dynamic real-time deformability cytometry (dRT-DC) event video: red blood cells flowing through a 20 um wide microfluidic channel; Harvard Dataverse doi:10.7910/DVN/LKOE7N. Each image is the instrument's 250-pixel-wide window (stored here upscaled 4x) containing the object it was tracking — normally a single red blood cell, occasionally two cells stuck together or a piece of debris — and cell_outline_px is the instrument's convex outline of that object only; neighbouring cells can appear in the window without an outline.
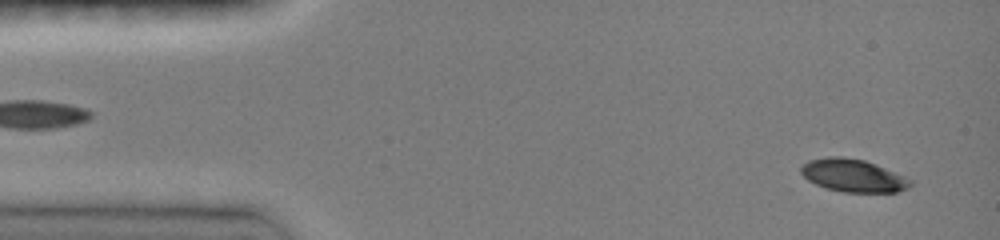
{"species": "common noctule bat (a hibernating species)", "species_latin": "Nyctalus noctula", "temperature_condition": "room temperature", "stored_images_in_passage": 25, "camera_frame_rate_fps": 3000, "um_per_image_px": 0.085, "animal": {"sex": "female", "body_mass_g": 19.0, "forearm_length_mm": 51.5}, "frame": {"image": 1, "passage_image": 2, "time_ms": 0.333, "image_size_px": [1000, 240], "cell_outline_px": [[912, 184], [908, 188], [896, 192], [844, 192], [824, 188], [808, 180], [800, 172], [800, 168], [808, 160], [828, 156], [840, 156], [864, 160], [876, 164], [904, 176], [912, 180]], "centroid_in_image_um": [72.5, 14.92], "position_along_channel_um": 12.5, "area_um2": 20.92}}
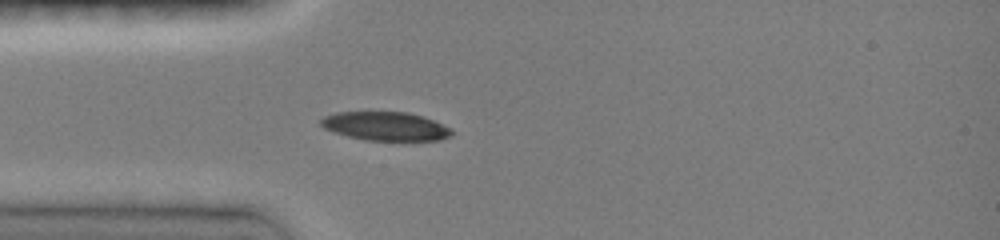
{"frame": {"image": 2, "passage_image": 11, "time_ms": 3.667, "image_size_px": [1000, 240], "cell_outline_px": [[452, 136], [440, 140], [364, 140], [332, 132], [324, 128], [320, 124], [320, 120], [324, 116], [336, 112], [408, 112], [424, 116], [452, 128]], "centroid_in_image_um": [32.78, 10.72], "position_along_channel_um": 52.2, "area_um2": 22.02}}
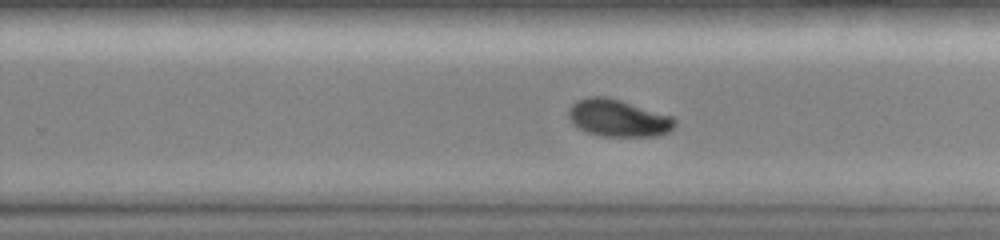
{"frame": {"image": 3, "passage_image": 25, "time_ms": 9.333, "image_size_px": [1000, 240], "cell_outline_px": [[676, 128], [660, 136], [604, 136], [588, 132], [572, 124], [568, 116], [568, 108], [576, 100], [588, 96], [608, 96], [672, 116], [676, 120]], "centroid_in_image_um": [52.55, 10.03], "position_along_channel_um": 277.2, "area_um2": 23.24}}